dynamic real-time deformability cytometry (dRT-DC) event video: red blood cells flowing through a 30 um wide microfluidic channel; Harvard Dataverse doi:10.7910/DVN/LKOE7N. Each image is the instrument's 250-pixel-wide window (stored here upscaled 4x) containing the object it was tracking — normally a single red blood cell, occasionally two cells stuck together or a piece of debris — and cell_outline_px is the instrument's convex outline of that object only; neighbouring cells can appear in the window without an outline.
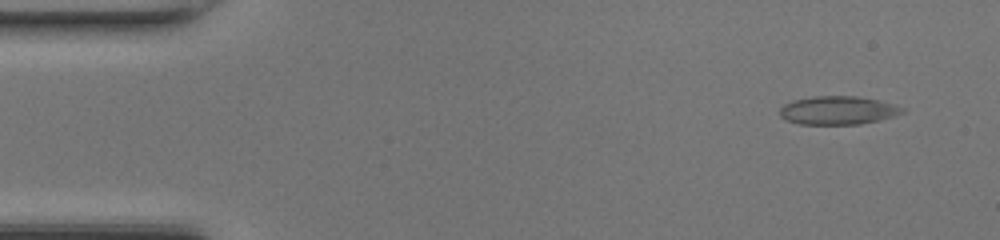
{"species": "common noctule bat (a hibernating species)", "species_latin": "Nyctalus noctula", "temperature_condition": "room temperature", "stored_images_in_passage": 48, "camera_frame_rate_fps": 3000, "um_per_image_px": 0.085, "animal": {"sex": "female", "body_mass_g": 17.0, "forearm_length_mm": 48.0}, "frame": {"image": 1, "passage_image": 4, "time_ms": 1.0, "image_size_px": [1000, 240], "cell_outline_px": [[908, 108], [904, 112], [880, 120], [860, 124], [800, 124], [788, 120], [780, 116], [780, 108], [784, 104], [792, 100], [816, 96], [856, 96], [880, 100], [896, 104]], "centroid_in_image_um": [71.27, 9.37], "position_along_channel_um": 13.7, "area_um2": 20.4}}
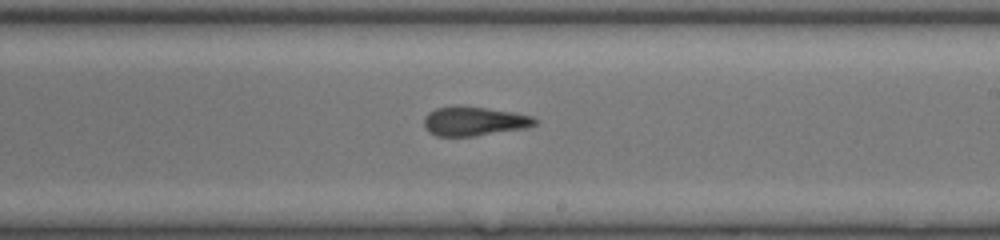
{"frame": {"image": 2, "passage_image": 28, "time_ms": 9.0, "image_size_px": [1000, 240], "cell_outline_px": [[540, 120], [536, 124], [524, 128], [472, 136], [436, 136], [428, 132], [424, 128], [424, 116], [428, 112], [436, 108], [456, 104], [512, 112], [532, 116]], "centroid_in_image_um": [40.24, 10.29], "position_along_channel_um": 248.8, "area_um2": 18.96}}
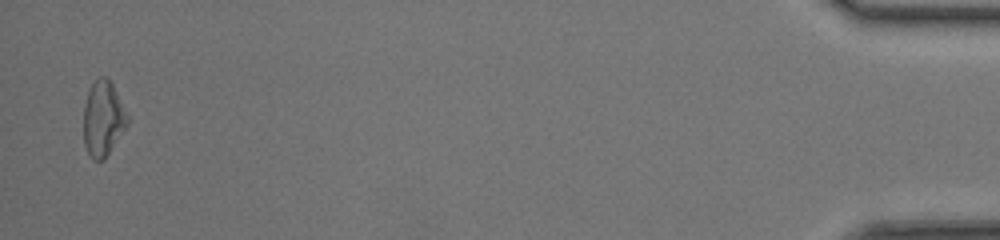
{"frame": {"image": 3, "passage_image": 47, "time_ms": 15.333, "image_size_px": [1000, 240], "cell_outline_px": [[128, 124], [104, 160], [92, 160], [88, 156], [84, 144], [84, 104], [88, 92], [92, 84], [100, 76], [108, 76], [128, 116]], "centroid_in_image_um": [8.74, 10.11], "position_along_channel_um": 426.5, "area_um2": 19.13}, "authors_computed_cell_mechanics": {"area_um2": 19.2185, "velocity_mm_per_s": 4.3543, "shape_relaxation_time_tau1_ms": 9.009, "shape_relaxation_time_tau2_ms": 2.0739, "deformation_change_tau1": 0.2352, "deformation_change_tau2": 0.1185}}